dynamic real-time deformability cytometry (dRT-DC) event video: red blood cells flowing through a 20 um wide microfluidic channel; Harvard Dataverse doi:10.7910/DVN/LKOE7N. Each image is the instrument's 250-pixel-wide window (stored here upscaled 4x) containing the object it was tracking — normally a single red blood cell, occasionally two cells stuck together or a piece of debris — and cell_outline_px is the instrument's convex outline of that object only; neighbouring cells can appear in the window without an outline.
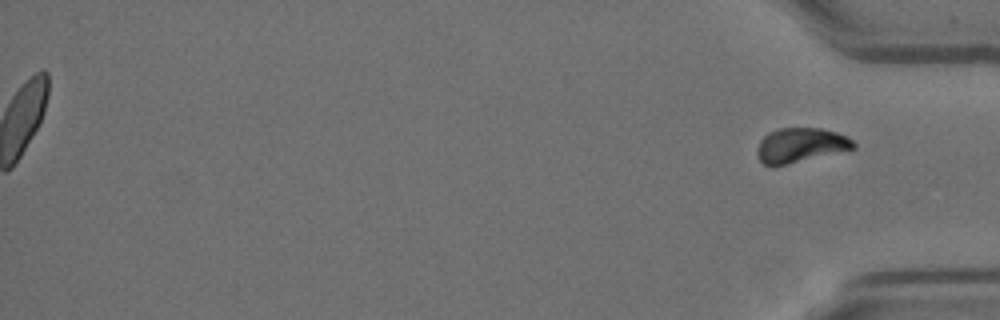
{"species": "Egyptian fruit bat (a non-hibernating species)", "species_latin": "Rousettus aegyptiacus", "temperature_condition": "room temperature", "stored_images_in_passage": 56, "segment_of_instrument_passage": [2, 2], "camera_frame_rate_fps": 3000, "um_per_image_px": 0.085, "animal": {"sex": "female"}, "frame": {"image": 1, "passage_image": 56, "time_ms": 18.333, "image_size_px": [1000, 320], "cell_outline_px": [[856, 148], [784, 164], [764, 164], [760, 160], [756, 152], [756, 148], [760, 140], [768, 132], [780, 128], [820, 128], [836, 132], [848, 136], [856, 144]], "centroid_in_image_um": [68.05, 12.31], "position_along_channel_um": 367.2, "area_um2": 19.02}}